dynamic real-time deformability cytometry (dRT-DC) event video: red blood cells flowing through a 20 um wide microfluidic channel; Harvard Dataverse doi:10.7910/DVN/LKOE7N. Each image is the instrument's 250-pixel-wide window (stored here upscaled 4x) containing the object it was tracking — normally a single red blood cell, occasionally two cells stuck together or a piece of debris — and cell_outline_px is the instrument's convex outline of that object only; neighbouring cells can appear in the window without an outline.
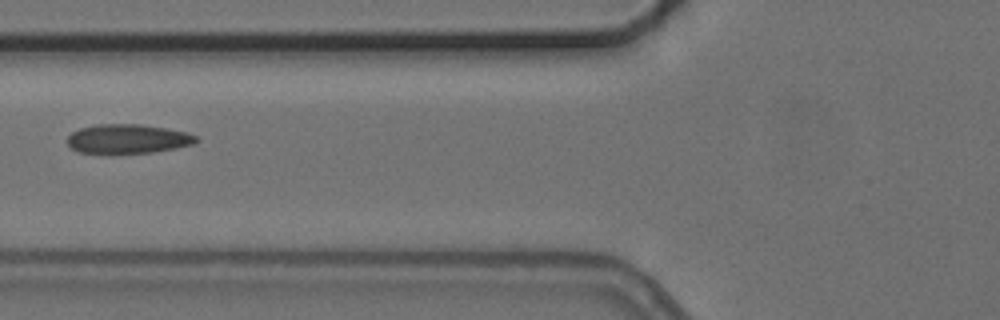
{"species": "common noctule bat (a hibernating species)", "species_latin": "Nyctalus noctula", "temperature_condition": "cold", "stored_images_in_passage": 3, "camera_frame_rate_fps": 3000, "um_per_image_px": 0.085, "animal": {"sex": "female", "body_mass_g": 24.6, "forearm_length_mm": 56.2}, "frame": {"image": 1, "passage_image": 2, "time_ms": 1.333, "image_size_px": [1000, 320], "cell_outline_px": [[200, 140], [196, 144], [176, 148], [152, 152], [80, 152], [72, 148], [68, 144], [68, 136], [72, 132], [80, 128], [96, 124], [140, 124], [188, 132], [196, 136]], "centroid_in_image_um": [10.92, 11.78], "position_along_channel_um": 114.9, "area_um2": 21.68}}
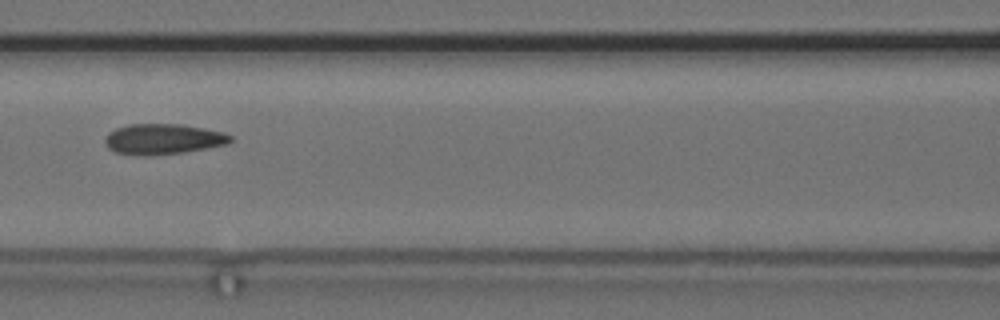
{"frame": {"image": 2, "passage_image": 3, "time_ms": 2.333, "image_size_px": [1000, 320], "cell_outline_px": [[232, 140], [228, 144], [208, 148], [184, 152], [152, 156], [136, 156], [116, 152], [108, 148], [104, 140], [104, 136], [108, 132], [116, 128], [132, 124], [184, 124], [224, 132], [232, 136]], "centroid_in_image_um": [13.86, 11.83], "position_along_channel_um": 152.7, "area_um2": 22.66}}